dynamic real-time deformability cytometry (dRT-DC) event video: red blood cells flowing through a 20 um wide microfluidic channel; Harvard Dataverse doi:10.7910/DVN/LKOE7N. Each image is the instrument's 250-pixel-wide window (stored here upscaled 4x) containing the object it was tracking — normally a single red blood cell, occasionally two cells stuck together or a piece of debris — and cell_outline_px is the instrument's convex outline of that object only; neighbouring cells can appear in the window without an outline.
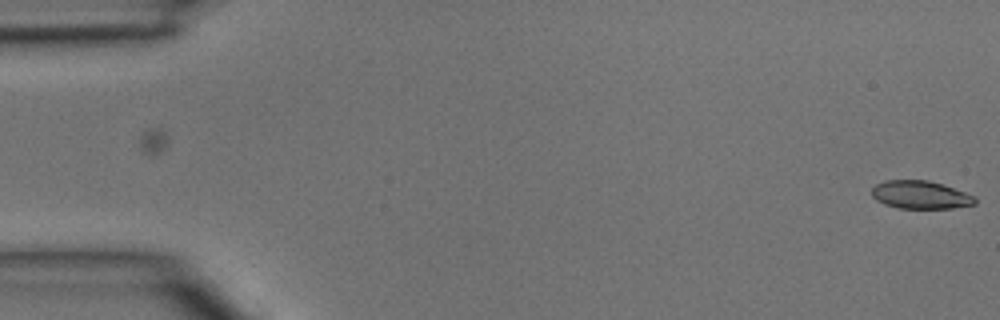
{"species": "common noctule bat (a hibernating species)", "species_latin": "Nyctalus noctula", "temperature_condition": "room temperature", "stored_images_in_passage": 2, "camera_frame_rate_fps": 3000, "um_per_image_px": 0.085, "animal": {"sex": "male", "body_mass_g": 15.6}, "frame": {"image": 1, "passage_image": 2, "time_ms": 0.333, "image_size_px": [1000, 320], "cell_outline_px": [[976, 204], [952, 208], [896, 208], [884, 204], [876, 200], [872, 196], [872, 188], [876, 184], [884, 180], [928, 180], [964, 192], [972, 196], [976, 200]], "centroid_in_image_um": [78.18, 16.56], "position_along_channel_um": 6.8, "area_um2": 16.7}}